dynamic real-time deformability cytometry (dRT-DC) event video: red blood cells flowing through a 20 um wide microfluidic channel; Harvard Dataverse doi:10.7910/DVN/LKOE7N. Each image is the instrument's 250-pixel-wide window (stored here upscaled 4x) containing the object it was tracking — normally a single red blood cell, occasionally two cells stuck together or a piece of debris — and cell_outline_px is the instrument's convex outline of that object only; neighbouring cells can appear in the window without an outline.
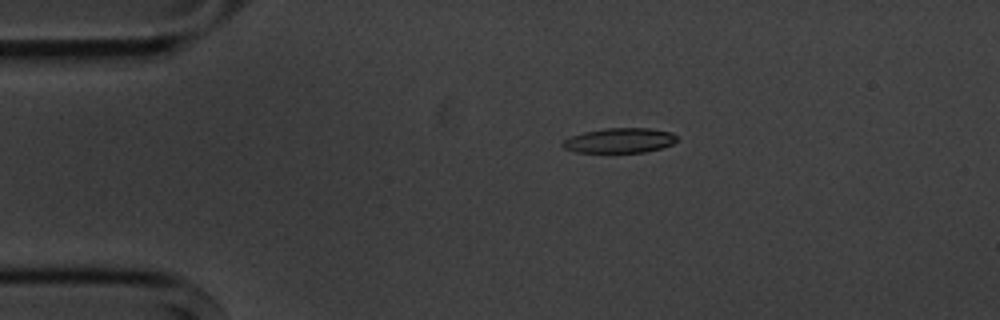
{"species": "common noctule bat (a hibernating species)", "species_latin": "Nyctalus noctula", "temperature_condition": "cold", "stored_images_in_passage": 3, "camera_frame_rate_fps": 3000, "um_per_image_px": 0.085, "animal": {"sex": "male", "body_mass_g": 20.1, "forearm_length_mm": 53.5}, "frame": {"image": 1, "passage_image": 1, "time_ms": 0.0, "image_size_px": [1000, 320], "cell_outline_px": [[676, 140], [672, 144], [660, 148], [644, 152], [576, 152], [564, 148], [560, 144], [564, 140], [572, 136], [584, 132], [608, 128], [648, 128], [672, 132], [676, 136]], "centroid_in_image_um": [52.66, 11.94], "position_along_channel_um": 32.3, "area_um2": 16.36}}
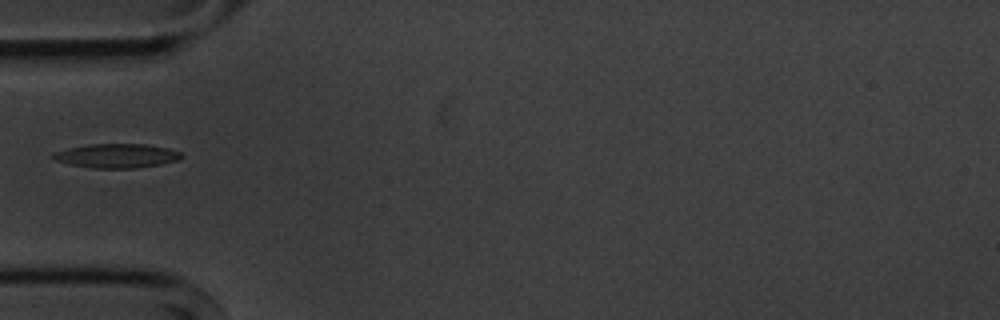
{"frame": {"image": 2, "passage_image": 3, "time_ms": 2.333, "image_size_px": [1000, 320], "cell_outline_px": [[184, 156], [180, 160], [160, 164], [136, 168], [92, 168], [52, 160], [52, 152], [68, 148], [88, 144], [144, 144], [168, 148], [180, 152]], "centroid_in_image_um": [9.91, 13.24], "position_along_channel_um": 75.1, "area_um2": 18.09}}